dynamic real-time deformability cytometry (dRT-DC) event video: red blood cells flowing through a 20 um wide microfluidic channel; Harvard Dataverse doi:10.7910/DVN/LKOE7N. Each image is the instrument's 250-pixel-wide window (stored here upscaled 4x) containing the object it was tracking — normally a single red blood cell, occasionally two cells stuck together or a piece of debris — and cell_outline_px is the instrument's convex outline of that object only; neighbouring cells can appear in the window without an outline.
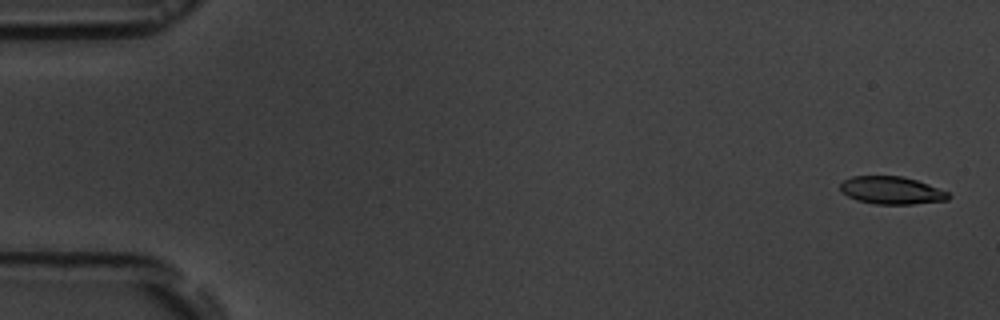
{"species": "common noctule bat (a hibernating species)", "species_latin": "Nyctalus noctula", "temperature_condition": "room temperature", "stored_images_in_passage": 6, "camera_frame_rate_fps": 3000, "um_per_image_px": 0.085, "animal": {"sex": "male", "body_mass_g": 19.5, "forearm_length_mm": 54.6}, "frame": {"image": 1, "passage_image": 1, "time_ms": 0.0, "image_size_px": [1000, 320], "cell_outline_px": [[952, 196], [948, 200], [912, 204], [872, 204], [856, 200], [840, 192], [840, 184], [844, 180], [852, 176], [900, 176], [916, 180], [928, 184], [948, 192]], "centroid_in_image_um": [75.76, 16.19], "position_along_channel_um": 9.2, "area_um2": 17.51}}
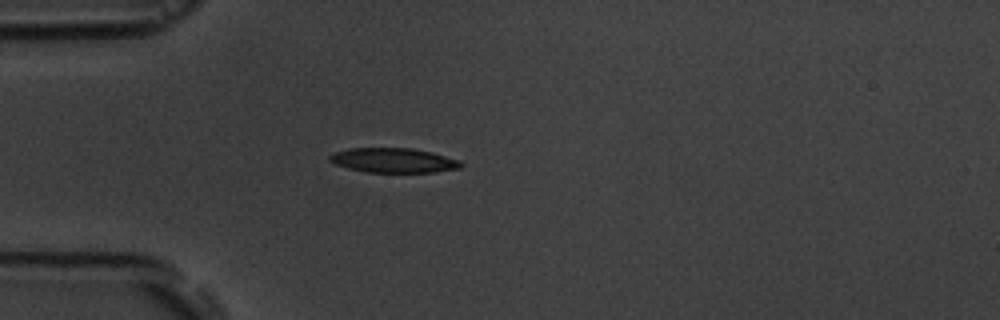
{"frame": {"image": 2, "passage_image": 5, "time_ms": 4.667, "image_size_px": [1000, 320], "cell_outline_px": [[464, 164], [460, 168], [436, 172], [368, 172], [348, 168], [336, 164], [328, 160], [328, 156], [336, 152], [348, 148], [412, 148], [432, 152], [460, 160]], "centroid_in_image_um": [33.47, 13.62], "position_along_channel_um": 51.5, "area_um2": 18.84}}